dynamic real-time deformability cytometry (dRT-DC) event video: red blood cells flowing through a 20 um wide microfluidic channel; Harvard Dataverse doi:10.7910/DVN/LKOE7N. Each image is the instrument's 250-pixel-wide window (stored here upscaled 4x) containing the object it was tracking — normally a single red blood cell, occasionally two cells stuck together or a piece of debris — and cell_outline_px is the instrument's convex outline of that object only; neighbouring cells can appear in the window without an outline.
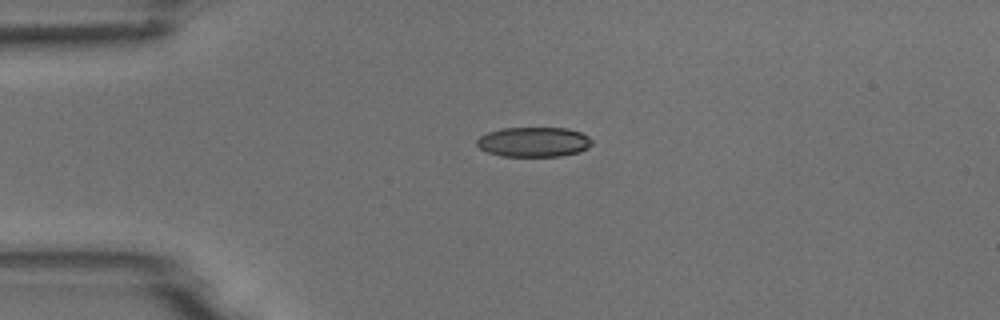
{"species": "common noctule bat (a hibernating species)", "species_latin": "Nyctalus noctula", "temperature_condition": "room temperature", "stored_images_in_passage": 6, "camera_frame_rate_fps": 3000, "um_per_image_px": 0.085, "animal": {"sex": "male", "body_mass_g": 18.8}, "frame": {"image": 1, "passage_image": 1, "time_ms": 0.0, "image_size_px": [1000, 320], "cell_outline_px": [[592, 144], [588, 148], [580, 152], [560, 156], [500, 156], [488, 152], [480, 148], [476, 144], [476, 140], [480, 136], [488, 132], [504, 128], [568, 128], [580, 132], [588, 136], [592, 140]], "centroid_in_image_um": [45.38, 12.07], "position_along_channel_um": 39.6, "area_um2": 20.06}}